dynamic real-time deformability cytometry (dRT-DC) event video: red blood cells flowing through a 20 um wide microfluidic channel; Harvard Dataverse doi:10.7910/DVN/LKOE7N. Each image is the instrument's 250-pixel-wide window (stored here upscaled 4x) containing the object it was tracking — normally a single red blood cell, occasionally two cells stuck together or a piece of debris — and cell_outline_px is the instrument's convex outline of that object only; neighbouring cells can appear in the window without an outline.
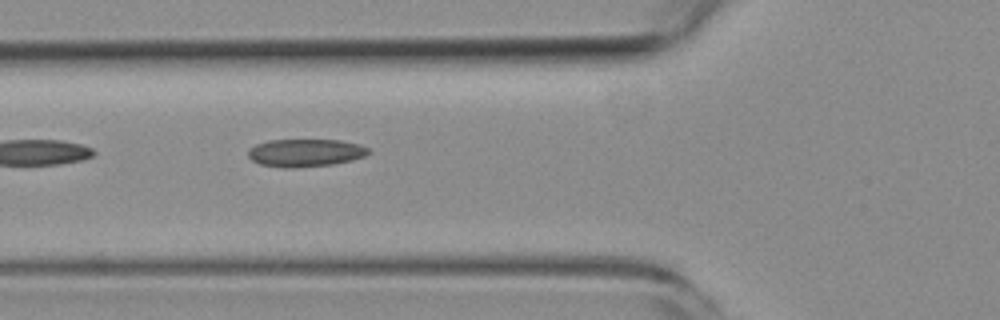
{"species": "common noctule bat (a hibernating species)", "species_latin": "Nyctalus noctula", "temperature_condition": "room temperature", "stored_images_in_passage": 5, "camera_frame_rate_fps": 3000, "um_per_image_px": 0.085, "animal": {"sex": "female", "body_mass_g": 19.3, "forearm_length_mm": 54.1}, "frame": {"image": 1, "passage_image": 5, "time_ms": 4.667, "image_size_px": [1000, 320], "cell_outline_px": [[372, 152], [364, 156], [352, 160], [332, 164], [296, 168], [284, 168], [260, 164], [252, 160], [248, 156], [248, 148], [256, 144], [268, 140], [340, 140], [360, 144], [368, 148]], "centroid_in_image_um": [25.95, 12.99], "position_along_channel_um": 99.8, "area_um2": 19.59}}